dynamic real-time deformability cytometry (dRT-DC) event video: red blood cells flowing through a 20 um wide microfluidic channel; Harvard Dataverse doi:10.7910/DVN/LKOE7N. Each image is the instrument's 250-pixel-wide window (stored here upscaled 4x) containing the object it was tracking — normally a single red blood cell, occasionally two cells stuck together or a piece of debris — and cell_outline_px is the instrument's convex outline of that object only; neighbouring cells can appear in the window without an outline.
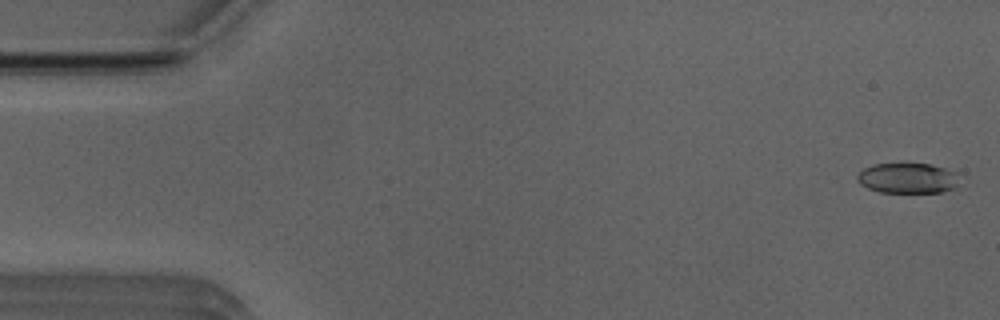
{"species": "Egyptian fruit bat (a non-hibernating species)", "species_latin": "Rousettus aegyptiacus", "temperature_condition": "room temperature", "stored_images_in_passage": 51, "camera_frame_rate_fps": 3000, "um_per_image_px": 0.085, "animal": {"sex": "male"}, "frame": {"image": 1, "passage_image": 1, "time_ms": 0.0, "image_size_px": [1000, 320], "cell_outline_px": [[960, 188], [944, 192], [880, 192], [868, 188], [860, 184], [856, 180], [856, 176], [864, 168], [872, 164], [932, 164], [956, 172]], "centroid_in_image_um": [77.19, 15.15], "position_along_channel_um": 7.8, "area_um2": 18.26}}
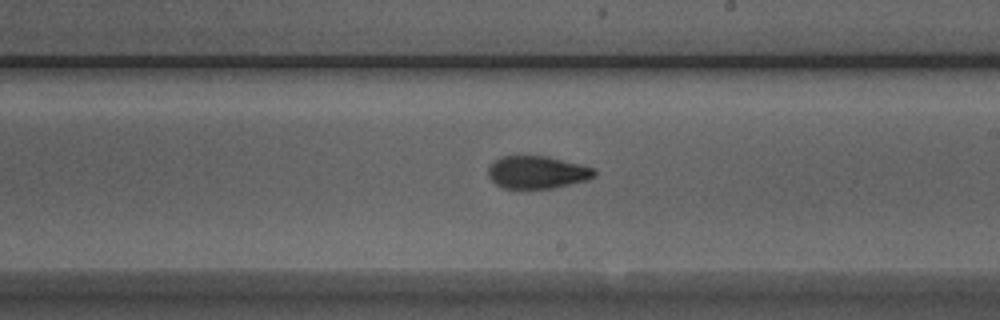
{"frame": {"image": 2, "passage_image": 29, "time_ms": 9.333, "image_size_px": [1000, 320], "cell_outline_px": [[596, 176], [588, 180], [552, 188], [504, 188], [496, 184], [488, 176], [488, 168], [496, 160], [504, 156], [548, 156], [596, 168]], "centroid_in_image_um": [45.7, 14.64], "position_along_channel_um": 243.3, "area_um2": 20.11}}
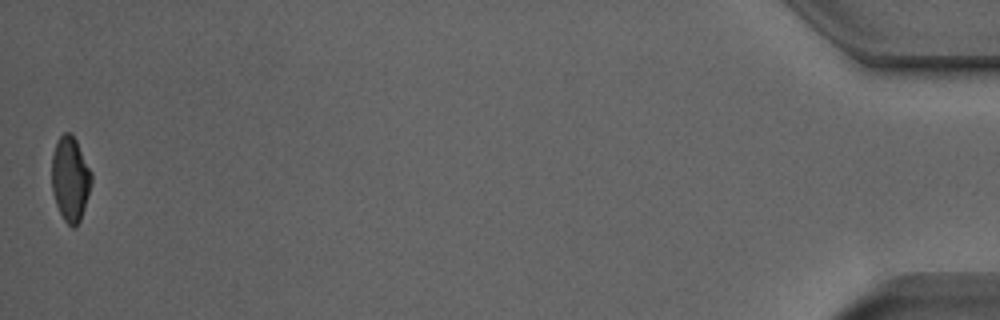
{"frame": {"image": 3, "passage_image": 51, "time_ms": 16.667, "image_size_px": [1000, 320], "cell_outline_px": [[92, 180], [84, 208], [80, 220], [76, 228], [72, 228], [64, 220], [56, 204], [52, 192], [52, 156], [56, 144], [60, 136], [64, 132], [68, 132], [76, 140], [92, 172]], "centroid_in_image_um": [5.97, 15.22], "position_along_channel_um": 429.2, "area_um2": 19.42}, "authors_computed_cell_mechanics": {"area_um2": 20.1144, "velocity_mm_per_s": 3.9397, "shape_relaxation_time_tau1_ms": 6.959, "shape_relaxation_time_tau2_ms": 2.4222, "deformation_change_tau1": 0.1902, "deformation_change_tau2": 0.0827}}